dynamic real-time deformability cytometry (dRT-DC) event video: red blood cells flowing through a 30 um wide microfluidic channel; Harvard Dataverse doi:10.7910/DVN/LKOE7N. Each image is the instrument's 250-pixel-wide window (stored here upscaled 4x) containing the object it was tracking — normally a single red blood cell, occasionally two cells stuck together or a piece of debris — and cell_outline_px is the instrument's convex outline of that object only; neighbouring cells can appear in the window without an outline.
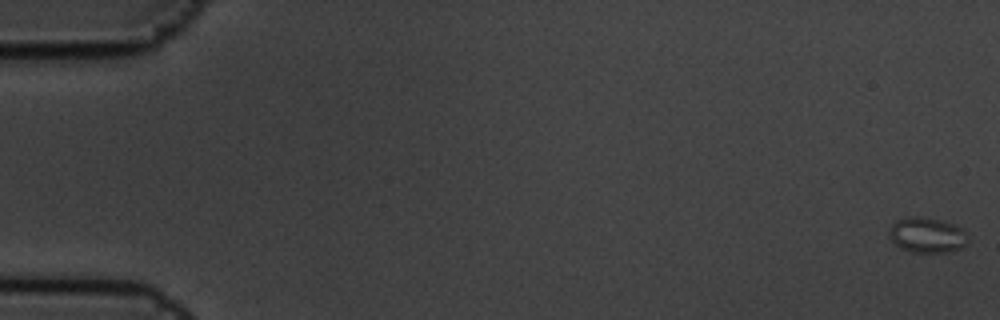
{"species": "common noctule bat (a hibernating species)", "species_latin": "Nyctalus noctula", "temperature_condition": "cold", "stored_images_in_passage": 5, "camera_frame_rate_fps": 3000, "um_per_image_px": 0.085, "animal": {"sex": "male", "body_mass_g": 19.5, "forearm_length_mm": 54.6}, "frame": {"image": 1, "passage_image": 1, "time_ms": 0.0, "image_size_px": [1000, 320], "cell_outline_px": [[968, 244], [960, 248], [948, 252], [912, 252], [900, 248], [888, 236], [888, 232], [892, 224], [896, 220], [908, 216], [920, 216], [940, 220], [964, 228], [968, 236]], "centroid_in_image_um": [78.81, 19.97], "position_along_channel_um": 6.2, "area_um2": 16.42}}